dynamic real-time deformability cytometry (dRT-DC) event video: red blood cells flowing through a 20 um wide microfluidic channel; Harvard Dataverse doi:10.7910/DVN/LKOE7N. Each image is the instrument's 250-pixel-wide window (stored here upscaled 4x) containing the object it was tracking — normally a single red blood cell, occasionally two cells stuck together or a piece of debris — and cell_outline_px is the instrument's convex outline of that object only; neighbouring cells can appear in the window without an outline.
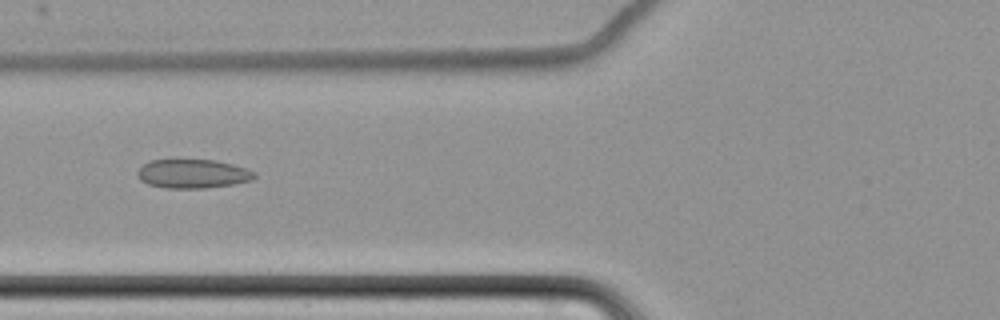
{"species": "common noctule bat (a hibernating species)", "species_latin": "Nyctalus noctula", "temperature_condition": "cold", "stored_images_in_passage": 16, "camera_frame_rate_fps": 3000, "um_per_image_px": 0.085, "animal": {"sex": "female", "body_mass_g": 22.7, "forearm_length_mm": 54.2}, "frame": {"image": 1, "passage_image": 7, "time_ms": 8.0, "image_size_px": [1000, 320], "cell_outline_px": [[256, 176], [252, 180], [232, 184], [204, 188], [164, 188], [148, 184], [140, 180], [136, 176], [136, 172], [144, 164], [152, 160], [176, 156], [216, 160], [232, 164], [256, 172]], "centroid_in_image_um": [16.32, 14.71], "position_along_channel_um": 109.5, "area_um2": 20.58}}
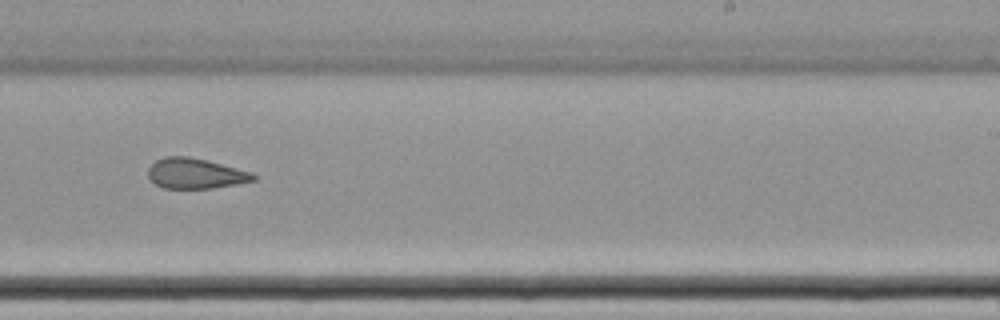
{"frame": {"image": 2, "passage_image": 11, "time_ms": 12.667, "image_size_px": [1000, 320], "cell_outline_px": [[256, 180], [236, 184], [212, 188], [164, 188], [156, 184], [148, 176], [148, 168], [156, 160], [164, 156], [188, 156], [208, 160], [252, 172], [256, 176]], "centroid_in_image_um": [16.62, 14.73], "position_along_channel_um": 272.4, "area_um2": 18.61}}
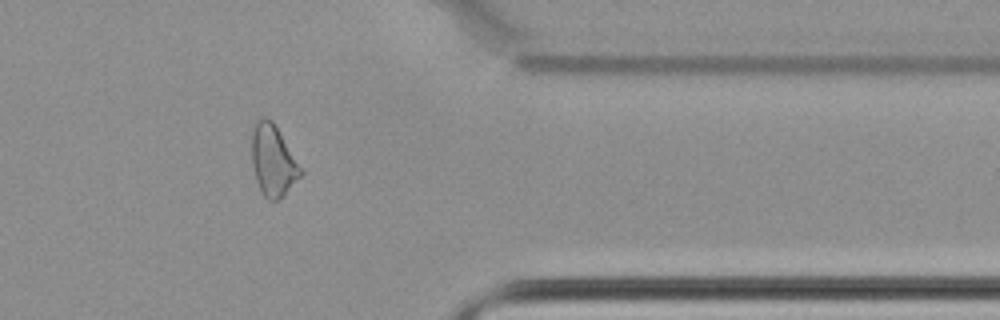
{"frame": {"image": 3, "passage_image": 14, "time_ms": 16.333, "image_size_px": [1000, 320], "cell_outline_px": [[304, 172], [284, 196], [280, 200], [268, 200], [264, 196], [256, 180], [252, 164], [252, 132], [256, 120], [264, 116], [268, 116], [272, 120], [304, 168]], "centroid_in_image_um": [23.24, 13.64], "position_along_channel_um": 388.2, "area_um2": 20.69}, "authors_computed_cell_mechanics": {"area_um2": 20.8369, "velocity_mm_per_s": 3.5008, "shape_relaxation_time_tau1_ms": null, "shape_relaxation_time_tau2_ms": 6.0158, "deformation_change_tau1": null, "deformation_change_tau2": 0.107}}